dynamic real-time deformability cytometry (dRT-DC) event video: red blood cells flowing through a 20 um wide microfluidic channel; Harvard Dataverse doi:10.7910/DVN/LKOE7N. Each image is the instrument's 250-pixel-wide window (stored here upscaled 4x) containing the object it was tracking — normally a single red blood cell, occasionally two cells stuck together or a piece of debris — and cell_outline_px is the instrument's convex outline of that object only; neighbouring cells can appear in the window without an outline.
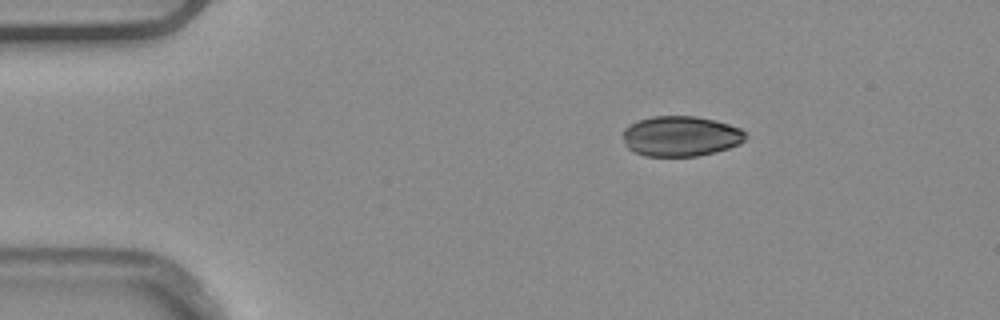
{"species": "common noctule bat (a hibernating species)", "species_latin": "Nyctalus noctula", "temperature_condition": "warm", "stored_images_in_passage": 44, "camera_frame_rate_fps": 3000, "um_per_image_px": 0.085, "animal": {"sex": "male", "body_mass_g": 20.4}, "frame": {"image": 1, "passage_image": 1, "time_ms": 0.0, "image_size_px": [1000, 320], "cell_outline_px": [[748, 136], [740, 144], [728, 148], [696, 156], [644, 156], [628, 148], [624, 144], [624, 128], [640, 120], [652, 116], [696, 116], [716, 120], [740, 128]], "centroid_in_image_um": [57.88, 11.57], "position_along_channel_um": 27.1, "area_um2": 28.67}}
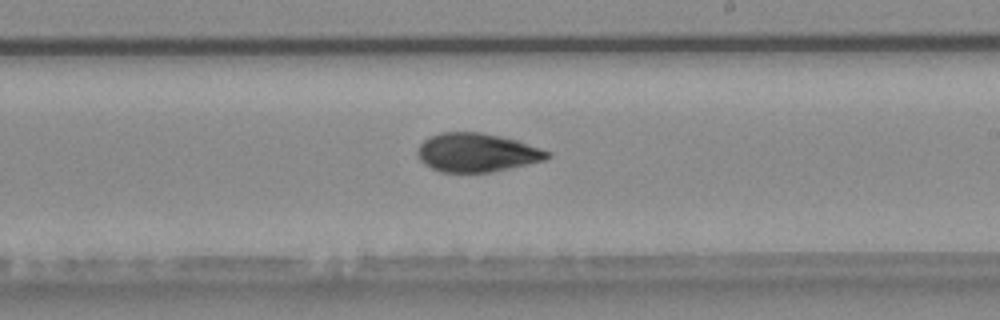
{"frame": {"image": 2, "passage_image": 23, "time_ms": 7.333, "image_size_px": [1000, 320], "cell_outline_px": [[552, 156], [544, 160], [492, 172], [440, 172], [424, 164], [416, 156], [416, 152], [420, 144], [428, 136], [440, 132], [480, 132], [500, 136], [516, 140], [552, 152]], "centroid_in_image_um": [40.5, 12.96], "position_along_channel_um": 248.5, "area_um2": 29.36}}
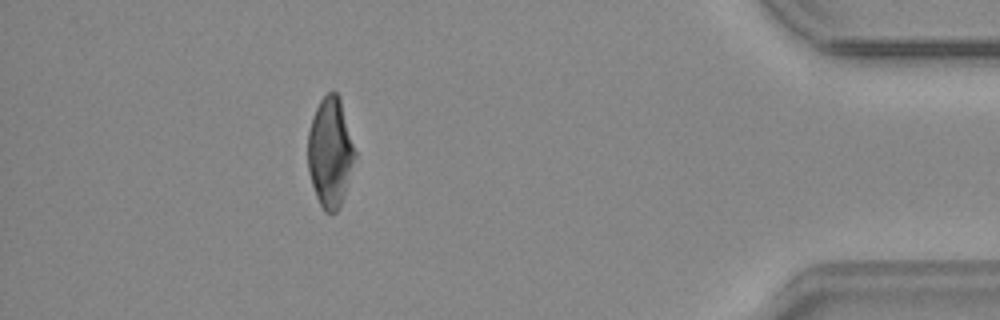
{"frame": {"image": 3, "passage_image": 39, "time_ms": 12.667, "image_size_px": [1000, 320], "cell_outline_px": [[356, 156], [340, 208], [336, 212], [324, 212], [316, 196], [308, 172], [308, 132], [312, 116], [320, 100], [332, 88], [340, 96], [356, 152]], "centroid_in_image_um": [28.07, 12.92], "position_along_channel_um": 407.1, "area_um2": 30.29}, "authors_computed_cell_mechanics": {"area_um2": 29.9693, "velocity_mm_per_s": 3.8996, "shape_relaxation_time_tau1_ms": 4.7447, "shape_relaxation_time_tau2_ms": 3.351, "deformation_change_tau1": 0.1242, "deformation_change_tau2": 0.0602}}